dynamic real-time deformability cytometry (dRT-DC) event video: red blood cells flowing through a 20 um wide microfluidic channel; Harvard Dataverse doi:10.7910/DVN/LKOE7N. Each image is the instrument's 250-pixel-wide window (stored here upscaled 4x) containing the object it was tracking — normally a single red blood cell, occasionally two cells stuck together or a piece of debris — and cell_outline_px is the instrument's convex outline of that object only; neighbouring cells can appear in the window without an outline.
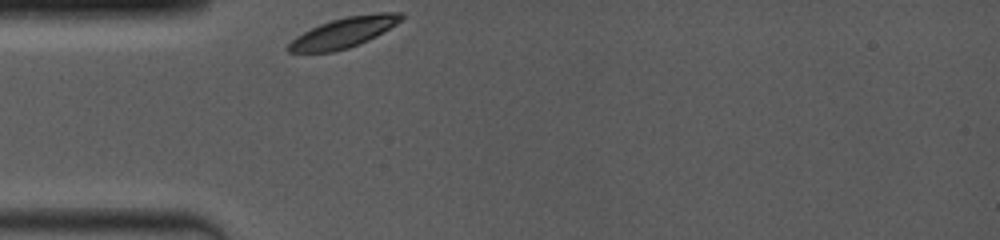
{"species": "common noctule bat (a hibernating species)", "species_latin": "Nyctalus noctula", "temperature_condition": "room temperature", "stored_images_in_passage": 39, "camera_frame_rate_fps": 4000, "um_per_image_px": 0.085, "animal": {"sex": "female", "body_mass_g": 19.0, "forearm_length_mm": 53.3}, "frame": {"image": 1, "passage_image": 1, "time_ms": 0.0, "image_size_px": [1000, 240], "cell_outline_px": [[404, 16], [396, 24], [376, 36], [368, 40], [348, 48], [332, 52], [288, 52], [284, 48], [296, 36], [320, 24], [332, 20], [348, 16], [380, 12], [404, 12]], "centroid_in_image_um": [29.21, 2.76], "position_along_channel_um": 55.8, "area_um2": 19.65}}
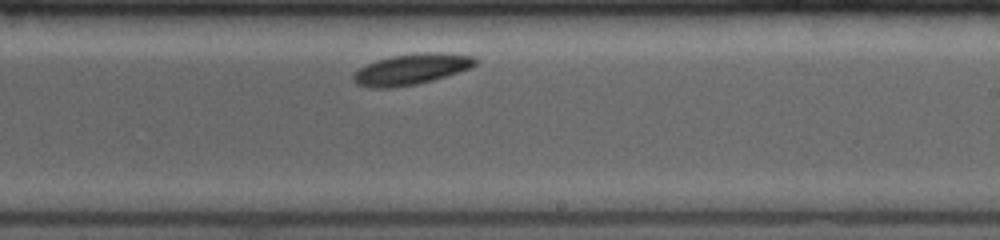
{"frame": {"image": 2, "passage_image": 23, "time_ms": 5.5, "image_size_px": [1000, 240], "cell_outline_px": [[476, 64], [468, 68], [432, 80], [416, 84], [392, 88], [372, 88], [356, 84], [352, 80], [352, 76], [360, 68], [376, 60], [392, 56], [416, 52], [440, 52], [476, 56]], "centroid_in_image_um": [34.94, 5.87], "position_along_channel_um": 254.1, "area_um2": 21.79}}
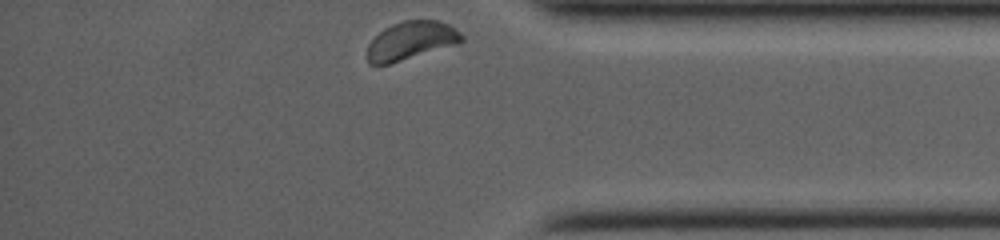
{"frame": {"image": 3, "passage_image": 39, "time_ms": 9.5, "image_size_px": [1000, 240], "cell_outline_px": [[464, 40], [460, 44], [388, 64], [368, 64], [368, 44], [384, 28], [392, 24], [404, 20], [440, 20], [448, 24], [460, 32], [464, 36]], "centroid_in_image_um": [34.99, 3.44], "position_along_channel_um": 400.2, "area_um2": 21.1}}